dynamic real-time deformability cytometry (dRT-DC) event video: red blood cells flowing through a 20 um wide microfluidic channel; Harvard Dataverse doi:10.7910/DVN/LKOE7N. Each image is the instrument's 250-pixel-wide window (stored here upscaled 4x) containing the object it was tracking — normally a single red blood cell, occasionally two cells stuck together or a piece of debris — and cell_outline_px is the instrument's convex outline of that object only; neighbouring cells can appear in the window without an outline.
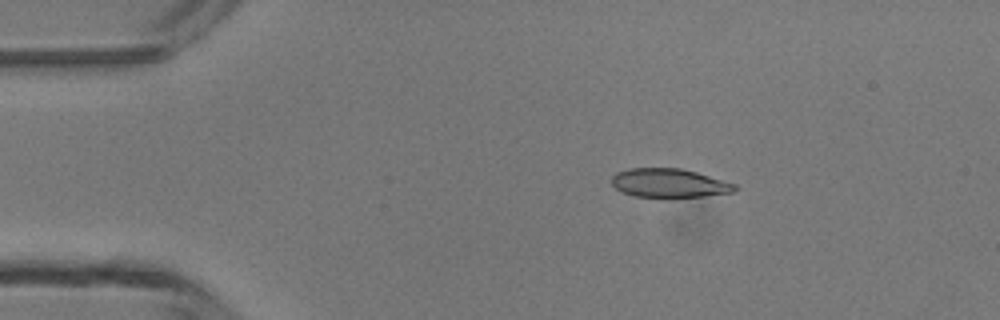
{"species": "common noctule bat (a hibernating species)", "species_latin": "Nyctalus noctula", "temperature_condition": "room temperature", "stored_images_in_passage": 7, "camera_frame_rate_fps": 3000, "um_per_image_px": 0.085, "animal": {"sex": "male", "body_mass_g": 13.3}, "frame": {"image": 1, "passage_image": 3, "time_ms": 2.333, "image_size_px": [1000, 320], "cell_outline_px": [[736, 188], [732, 192], [700, 196], [636, 196], [624, 192], [616, 188], [612, 184], [612, 176], [616, 172], [632, 168], [680, 168], [696, 172], [736, 184]], "centroid_in_image_um": [56.86, 15.54], "position_along_channel_um": 28.1, "area_um2": 20.11}}
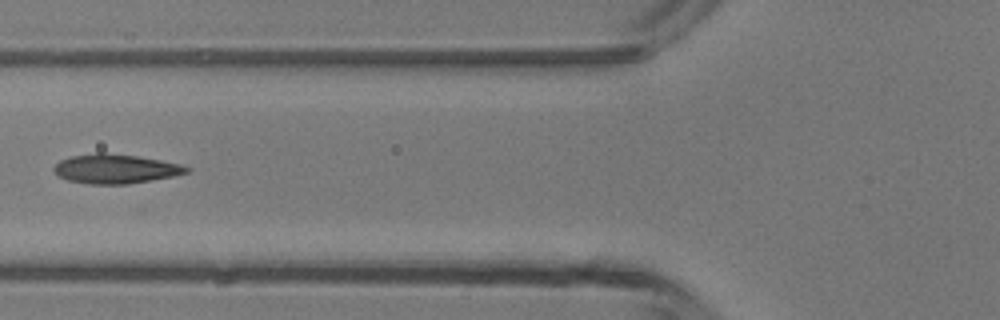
{"frame": {"image": 2, "passage_image": 6, "time_ms": 5.667, "image_size_px": [1000, 320], "cell_outline_px": [[192, 168], [188, 172], [176, 176], [128, 184], [88, 184], [68, 180], [60, 176], [52, 168], [60, 160], [72, 156], [96, 152], [104, 152], [136, 156], [160, 160], [180, 164]], "centroid_in_image_um": [9.84, 14.35], "position_along_channel_um": 116.0, "area_um2": 22.66}}
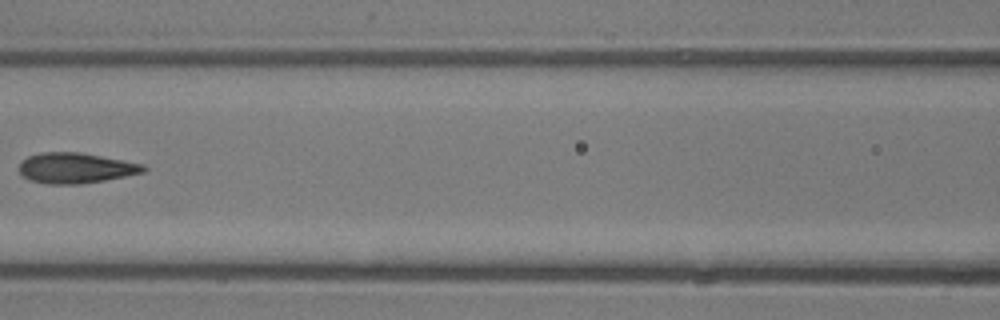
{"frame": {"image": 3, "passage_image": 7, "time_ms": 6.667, "image_size_px": [1000, 320], "cell_outline_px": [[148, 168], [144, 172], [104, 180], [80, 184], [48, 184], [28, 180], [20, 176], [20, 160], [28, 156], [40, 152], [80, 152], [124, 160], [144, 164]], "centroid_in_image_um": [6.4, 14.28], "position_along_channel_um": 160.2, "area_um2": 22.25}}